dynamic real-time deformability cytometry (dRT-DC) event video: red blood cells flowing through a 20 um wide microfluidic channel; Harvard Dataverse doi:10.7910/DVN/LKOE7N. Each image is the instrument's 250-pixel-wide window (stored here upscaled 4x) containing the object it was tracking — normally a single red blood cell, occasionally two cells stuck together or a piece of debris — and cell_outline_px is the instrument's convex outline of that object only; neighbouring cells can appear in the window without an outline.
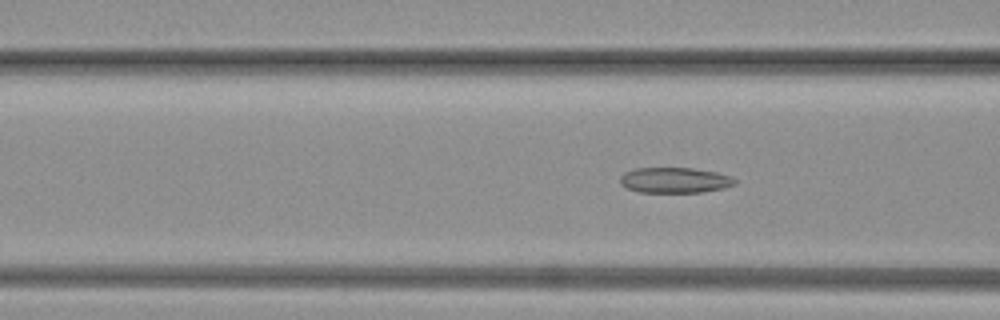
{"species": "common noctule bat (a hibernating species)", "species_latin": "Nyctalus noctula", "temperature_condition": "warm", "stored_images_in_passage": 80, "camera_frame_rate_fps": 3000, "um_per_image_px": 0.085, "animal": {"sex": "female", "body_mass_g": 19.3, "forearm_length_mm": 54.1}, "frame": {"image": 1, "passage_image": 30, "time_ms": 9.667, "image_size_px": [1000, 320], "cell_outline_px": [[736, 184], [724, 188], [704, 192], [640, 192], [628, 188], [620, 184], [620, 176], [624, 172], [636, 168], [692, 168], [716, 172], [732, 176], [736, 180]], "centroid_in_image_um": [57.37, 15.31], "position_along_channel_um": 109.2, "area_um2": 17.11}}
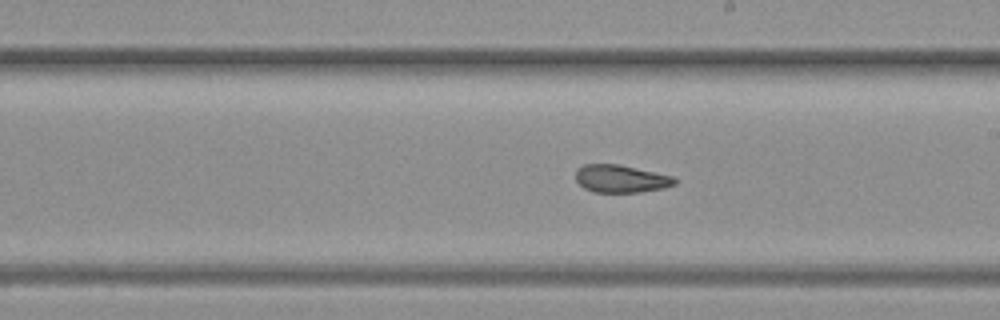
{"frame": {"image": 2, "passage_image": 45, "time_ms": 14.667, "image_size_px": [1000, 320], "cell_outline_px": [[676, 184], [664, 188], [640, 192], [592, 192], [584, 188], [576, 180], [576, 168], [584, 164], [620, 164], [672, 176], [676, 180]], "centroid_in_image_um": [52.75, 15.19], "position_along_channel_um": 236.2, "area_um2": 16.01}}
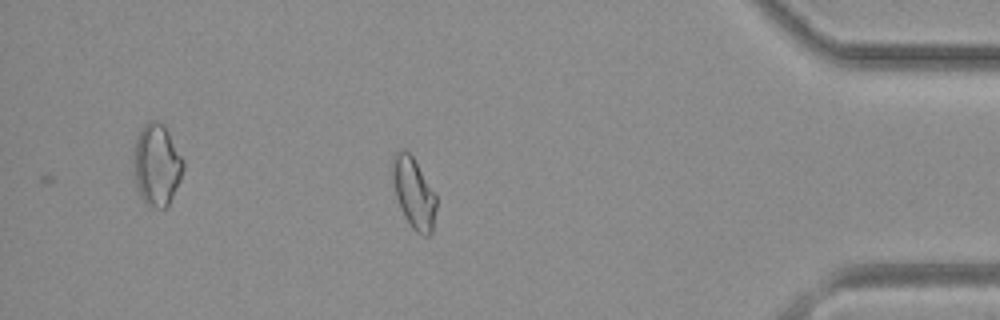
{"frame": {"image": 3, "passage_image": 69, "time_ms": 22.667, "image_size_px": [1000, 320], "cell_outline_px": [[436, 208], [432, 232], [428, 236], [424, 236], [416, 232], [412, 228], [404, 216], [400, 208], [396, 196], [388, 168], [392, 156], [400, 148], [404, 148], [412, 156], [436, 196]], "centroid_in_image_um": [35.1, 16.36], "position_along_channel_um": 400.1, "area_um2": 18.38}}